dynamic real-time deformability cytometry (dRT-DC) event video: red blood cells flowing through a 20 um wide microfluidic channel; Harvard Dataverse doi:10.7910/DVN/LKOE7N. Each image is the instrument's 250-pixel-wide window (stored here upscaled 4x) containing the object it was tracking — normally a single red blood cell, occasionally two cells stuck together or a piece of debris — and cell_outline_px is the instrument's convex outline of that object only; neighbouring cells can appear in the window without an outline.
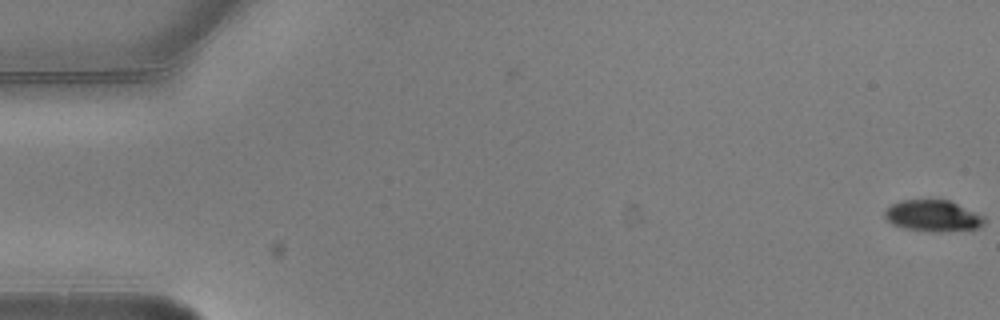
{"species": "common noctule bat (a hibernating species)", "species_latin": "Nyctalus noctula", "temperature_condition": "warm", "stored_images_in_passage": 9, "camera_frame_rate_fps": 3000, "um_per_image_px": 0.085, "animal": {"sex": "male", "body_mass_g": 20.5, "forearm_length_mm": 52.5}, "frame": {"image": 1, "passage_image": 1, "time_ms": 0.0, "image_size_px": [1000, 320], "cell_outline_px": [[984, 224], [976, 228], [940, 232], [932, 232], [904, 228], [892, 224], [884, 216], [884, 212], [892, 204], [900, 200], [948, 200], [984, 216]], "centroid_in_image_um": [79.27, 18.35], "position_along_channel_um": 5.7, "area_um2": 17.98}}
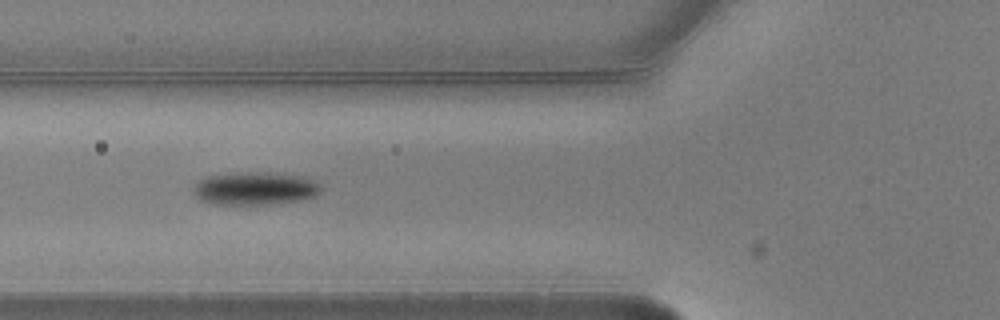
{"frame": {"image": 2, "passage_image": 7, "time_ms": 2.0, "image_size_px": [1000, 320], "cell_outline_px": [[320, 188], [316, 196], [296, 200], [272, 204], [216, 204], [204, 200], [196, 196], [196, 184], [200, 180], [208, 176], [244, 172], [268, 172], [292, 176], [308, 180], [316, 184]], "centroid_in_image_um": [21.63, 16.03], "position_along_channel_um": 104.2, "area_um2": 23.41}}